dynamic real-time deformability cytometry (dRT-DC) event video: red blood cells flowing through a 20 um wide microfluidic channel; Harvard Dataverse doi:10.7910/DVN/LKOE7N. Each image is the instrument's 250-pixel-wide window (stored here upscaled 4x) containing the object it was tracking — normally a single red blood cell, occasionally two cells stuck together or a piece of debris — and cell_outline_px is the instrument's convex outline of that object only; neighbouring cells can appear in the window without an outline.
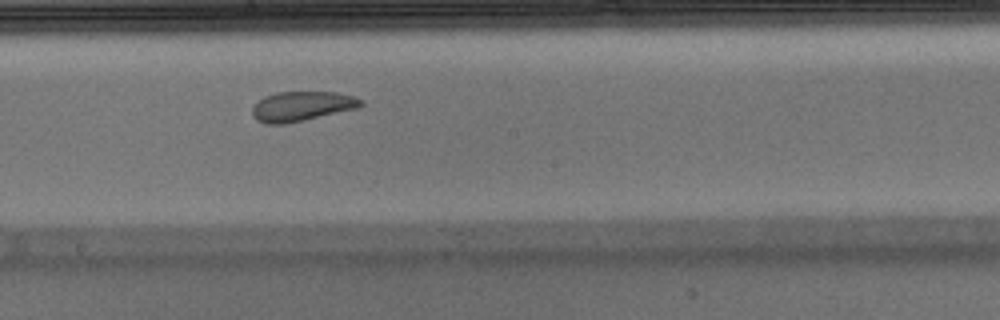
{"species": "Egyptian fruit bat (a non-hibernating species)", "species_latin": "Rousettus aegyptiacus", "temperature_condition": "warm", "stored_images_in_passage": 42, "camera_frame_rate_fps": 3000, "um_per_image_px": 0.085, "animal": {"sex": "male"}, "frame": {"image": 1, "passage_image": 19, "time_ms": 6.0, "image_size_px": [1000, 320], "cell_outline_px": [[364, 104], [356, 108], [304, 120], [284, 124], [264, 124], [256, 120], [252, 116], [252, 108], [264, 96], [276, 92], [336, 92], [356, 96], [364, 100]], "centroid_in_image_um": [25.65, 9.03], "position_along_channel_um": 222.5, "area_um2": 18.84}, "authors_computed_cell_mechanics": {"area_um2": 20.2011, "velocity_mm_per_s": 3.9017, "shape_relaxation_time_tau1_ms": null, "shape_relaxation_time_tau2_ms": 1.746, "deformation_change_tau1": null, "deformation_change_tau2": 0.0579}}